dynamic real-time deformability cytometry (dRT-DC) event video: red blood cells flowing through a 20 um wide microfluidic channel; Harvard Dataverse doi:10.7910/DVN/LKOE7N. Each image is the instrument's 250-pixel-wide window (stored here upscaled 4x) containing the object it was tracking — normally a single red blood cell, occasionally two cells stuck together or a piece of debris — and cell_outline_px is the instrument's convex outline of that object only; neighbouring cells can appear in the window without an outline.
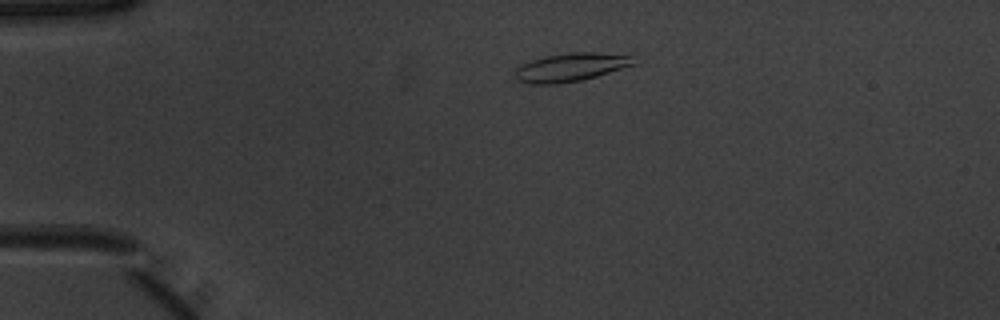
{"species": "common noctule bat (a hibernating species)", "species_latin": "Nyctalus noctula", "temperature_condition": "warm", "stored_images_in_passage": 42, "camera_frame_rate_fps": 3000, "um_per_image_px": 0.085, "animal": {"sex": "male", "body_mass_g": 20.1, "forearm_length_mm": 53.5}, "frame": {"image": 1, "passage_image": 2, "time_ms": 0.333, "image_size_px": [1000, 320], "cell_outline_px": [[636, 64], [584, 80], [556, 84], [528, 84], [516, 80], [516, 68], [520, 64], [544, 56], [572, 52], [592, 52], [632, 56]], "centroid_in_image_um": [48.48, 5.73], "position_along_channel_um": 36.5, "area_um2": 19.65}}
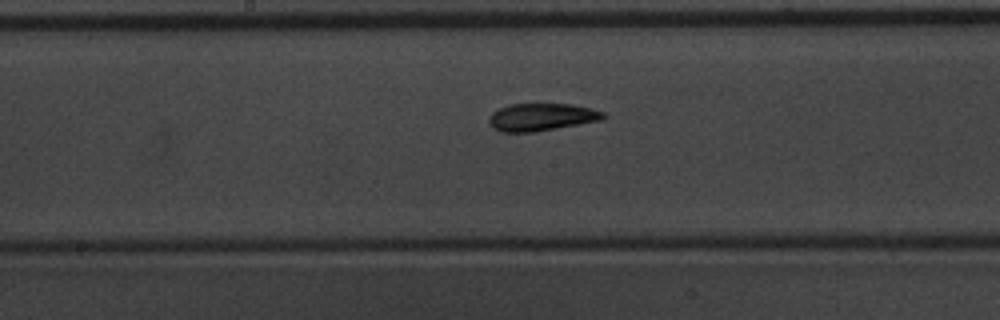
{"frame": {"image": 2, "passage_image": 18, "time_ms": 5.667, "image_size_px": [1000, 320], "cell_outline_px": [[608, 116], [604, 120], [536, 132], [500, 132], [492, 128], [488, 120], [488, 116], [492, 112], [508, 104], [572, 104], [592, 108], [604, 112]], "centroid_in_image_um": [46.05, 9.96], "position_along_channel_um": 202.1, "area_um2": 18.73}}
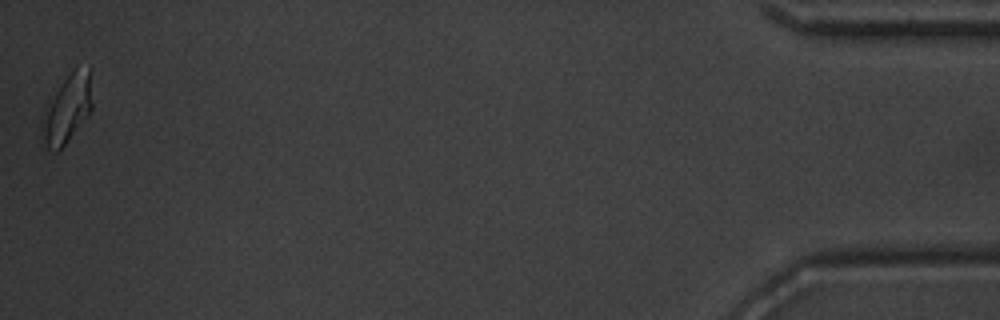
{"frame": {"image": 3, "passage_image": 42, "time_ms": 13.667, "image_size_px": [1000, 320], "cell_outline_px": [[92, 108], [64, 144], [56, 152], [52, 152], [48, 148], [44, 140], [40, 128], [40, 120], [64, 80], [72, 68], [76, 64], [92, 68]], "centroid_in_image_um": [5.76, 9.15], "position_along_channel_um": 429.4, "area_um2": 19.65}, "authors_computed_cell_mechanics": {"area_um2": 18.3515, "velocity_mm_per_s": 3.9279, "shape_relaxation_time_tau1_ms": 2.9666, "shape_relaxation_time_tau2_ms": 2.1323, "deformation_change_tau1": 0.1632, "deformation_change_tau2": 0.077}}